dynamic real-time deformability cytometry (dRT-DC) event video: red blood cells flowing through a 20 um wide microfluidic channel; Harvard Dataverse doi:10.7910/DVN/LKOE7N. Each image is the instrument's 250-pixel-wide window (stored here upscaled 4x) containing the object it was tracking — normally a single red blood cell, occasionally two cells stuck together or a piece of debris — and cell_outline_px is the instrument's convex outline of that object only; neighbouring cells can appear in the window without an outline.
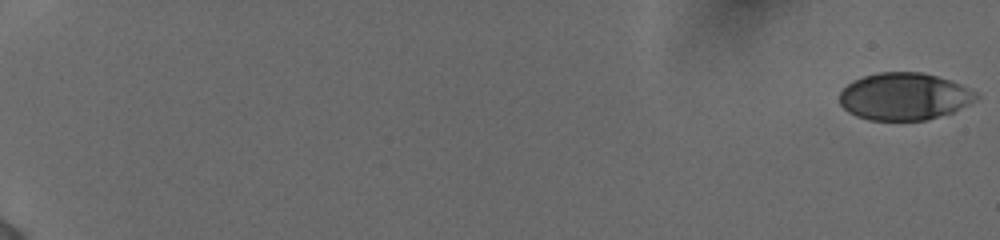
{"species": "human", "species_latin": "Homo sapiens", "temperature_condition": "cold", "stored_images_in_passage": 56, "camera_frame_rate_fps": 3000, "um_per_image_px": 0.085, "donor": {"sex": "female"}, "frame": {"image": 1, "passage_image": 1, "time_ms": 0.0, "image_size_px": [1000, 240], "cell_outline_px": [[980, 96], [952, 112], [928, 120], [868, 120], [856, 116], [848, 112], [840, 104], [840, 92], [852, 80], [864, 76], [880, 72], [920, 72], [936, 76], [960, 84], [976, 92]], "centroid_in_image_um": [76.82, 8.2], "position_along_channel_um": 8.2, "area_um2": 37.34}}
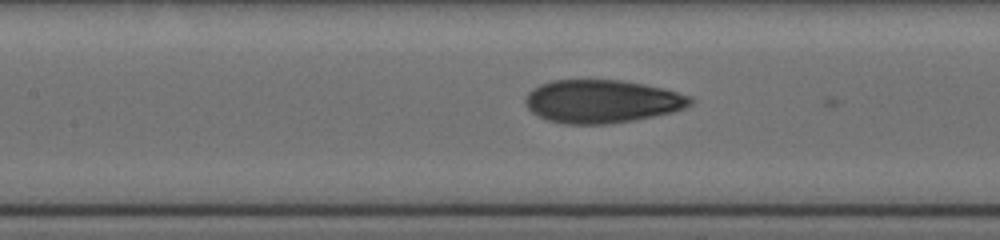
{"frame": {"image": 2, "passage_image": 30, "time_ms": 9.667, "image_size_px": [1000, 240], "cell_outline_px": [[696, 100], [692, 104], [684, 108], [672, 112], [636, 120], [608, 124], [564, 124], [548, 120], [532, 112], [524, 104], [524, 100], [528, 92], [532, 88], [540, 84], [552, 80], [620, 80], [644, 84], [664, 88], [692, 96]], "centroid_in_image_um": [51.18, 8.61], "position_along_channel_um": 156.2, "area_um2": 41.79}}
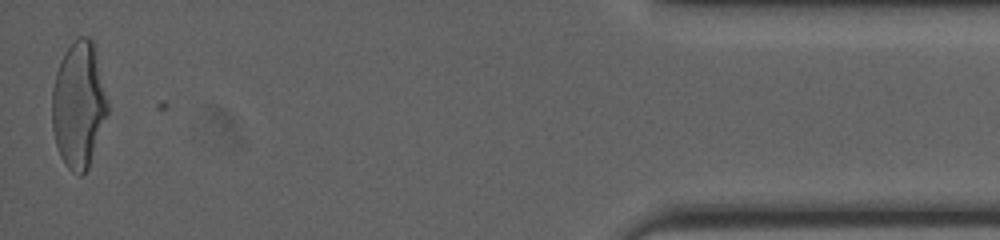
{"frame": {"image": 3, "passage_image": 56, "time_ms": 18.333, "image_size_px": [1000, 240], "cell_outline_px": [[108, 112], [88, 168], [80, 176], [72, 172], [68, 168], [60, 156], [56, 144], [52, 128], [52, 88], [56, 72], [60, 60], [64, 52], [80, 36], [88, 36], [96, 44], [108, 104]], "centroid_in_image_um": [6.69, 8.88], "position_along_channel_um": 428.5, "area_um2": 41.04}, "authors_computed_cell_mechanics": {"area_um2": 40.1421, "velocity_mm_per_s": 3.8874, "shape_relaxation_time_tau1_ms": 5.8606, "shape_relaxation_time_tau2_ms": 1.1366, "deformation_change_tau1": 0.2007, "deformation_change_tau2": 0.0737}}